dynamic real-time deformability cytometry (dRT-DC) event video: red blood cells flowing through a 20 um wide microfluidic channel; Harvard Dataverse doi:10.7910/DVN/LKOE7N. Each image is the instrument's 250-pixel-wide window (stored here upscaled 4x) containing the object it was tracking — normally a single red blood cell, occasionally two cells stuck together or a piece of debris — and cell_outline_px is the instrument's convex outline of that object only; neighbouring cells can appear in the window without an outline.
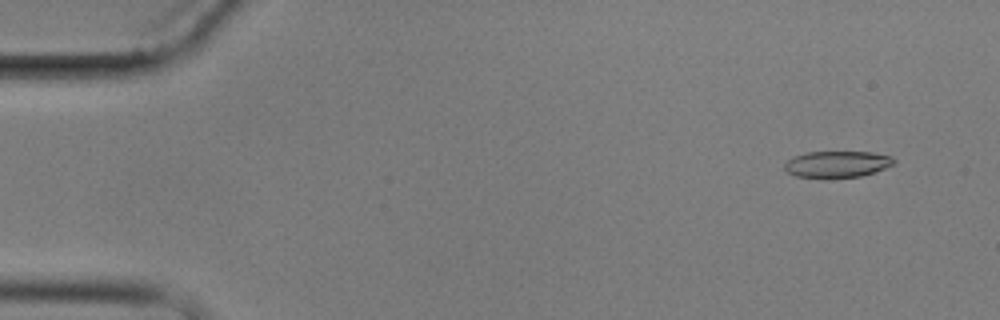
{"species": "common noctule bat (a hibernating species)", "species_latin": "Nyctalus noctula", "temperature_condition": "cold", "stored_images_in_passage": 7, "camera_frame_rate_fps": 3000, "um_per_image_px": 0.085, "animal": {"sex": "male", "body_mass_g": 17.9}, "frame": {"image": 1, "passage_image": 2, "time_ms": 1.0, "image_size_px": [1000, 320], "cell_outline_px": [[896, 164], [860, 176], [828, 180], [824, 180], [796, 176], [788, 172], [784, 168], [784, 164], [792, 156], [808, 152], [872, 152], [892, 156], [896, 160]], "centroid_in_image_um": [71.13, 13.98], "position_along_channel_um": 13.9, "area_um2": 17.4}}
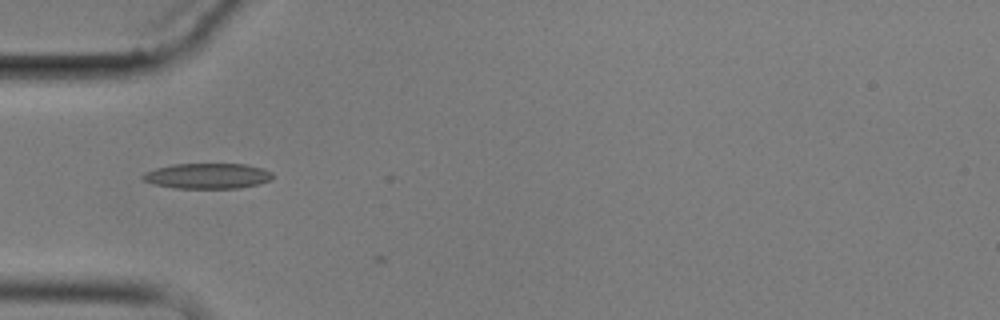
{"frame": {"image": 2, "passage_image": 6, "time_ms": 5.667, "image_size_px": [1000, 320], "cell_outline_px": [[272, 180], [260, 184], [240, 188], [176, 188], [152, 184], [144, 180], [140, 176], [144, 172], [156, 168], [176, 164], [248, 164], [264, 168], [272, 172]], "centroid_in_image_um": [17.67, 14.95], "position_along_channel_um": 67.3, "area_um2": 19.42}}